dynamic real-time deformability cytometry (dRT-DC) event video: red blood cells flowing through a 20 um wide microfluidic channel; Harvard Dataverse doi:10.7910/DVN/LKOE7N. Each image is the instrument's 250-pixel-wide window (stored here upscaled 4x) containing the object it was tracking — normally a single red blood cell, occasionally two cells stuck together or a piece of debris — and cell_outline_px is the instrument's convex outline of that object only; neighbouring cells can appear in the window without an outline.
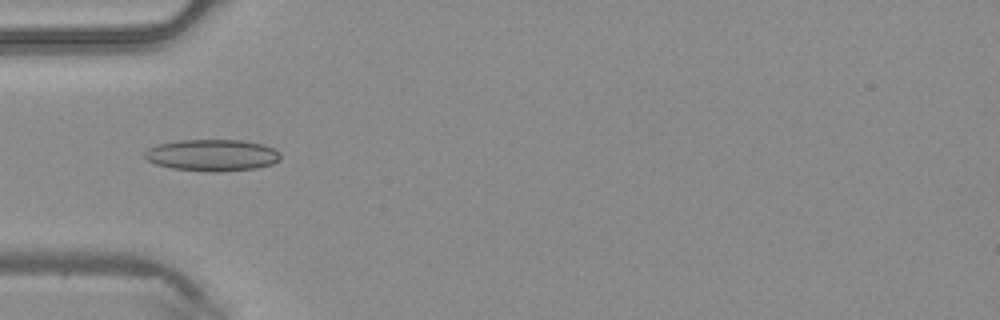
{"species": "common noctule bat (a hibernating species)", "species_latin": "Nyctalus noctula", "temperature_condition": "warm", "stored_images_in_passage": 5, "camera_frame_rate_fps": 3000, "um_per_image_px": 0.085, "animal": {"sex": "male", "body_mass_g": 20.4}, "frame": {"image": 1, "passage_image": 5, "time_ms": 1.333, "image_size_px": [1000, 320], "cell_outline_px": [[280, 160], [272, 164], [256, 168], [220, 172], [212, 172], [172, 168], [156, 164], [148, 160], [144, 156], [144, 152], [148, 148], [156, 144], [180, 140], [240, 140], [264, 144], [280, 152]], "centroid_in_image_um": [18.04, 13.19], "position_along_channel_um": 67.0, "area_um2": 25.14}}